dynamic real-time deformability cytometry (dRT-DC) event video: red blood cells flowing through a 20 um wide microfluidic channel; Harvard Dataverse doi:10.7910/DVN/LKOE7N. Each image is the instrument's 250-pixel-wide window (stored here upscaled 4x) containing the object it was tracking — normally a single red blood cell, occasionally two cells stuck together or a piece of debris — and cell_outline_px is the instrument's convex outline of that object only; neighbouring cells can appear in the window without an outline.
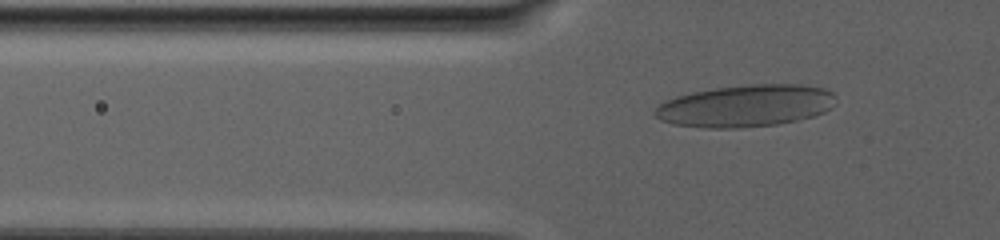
{"species": "human", "species_latin": "Homo sapiens", "temperature_condition": "warm", "stored_images_in_passage": 72, "camera_frame_rate_fps": 3000, "um_per_image_px": 0.085, "donor": {"sex": "male"}, "frame": {"image": 1, "passage_image": 16, "time_ms": 5.0, "image_size_px": [1000, 240], "cell_outline_px": [[836, 104], [832, 108], [824, 112], [812, 116], [796, 120], [776, 124], [740, 128], [708, 128], [676, 124], [660, 120], [652, 112], [660, 104], [676, 96], [692, 92], [716, 88], [748, 84], [804, 84], [824, 88], [832, 92], [836, 96]], "centroid_in_image_um": [63.43, 8.98], "position_along_channel_um": 62.4, "area_um2": 44.39}}
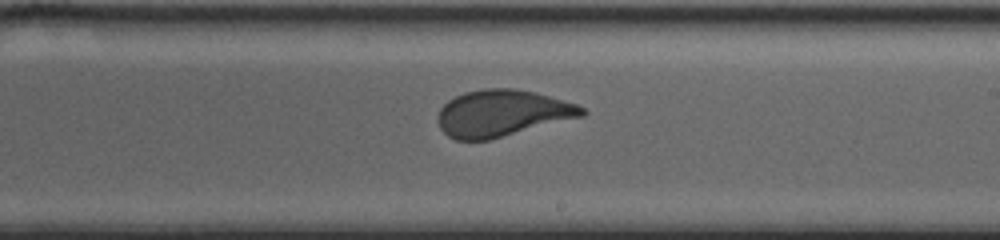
{"frame": {"image": 2, "passage_image": 40, "time_ms": 13.0, "image_size_px": [1000, 240], "cell_outline_px": [[588, 112], [584, 116], [488, 140], [456, 140], [448, 136], [440, 128], [436, 120], [436, 116], [440, 108], [448, 100], [464, 92], [484, 88], [516, 88], [536, 92], [576, 104], [584, 108]], "centroid_in_image_um": [42.66, 9.62], "position_along_channel_um": 246.3, "area_um2": 39.3}}
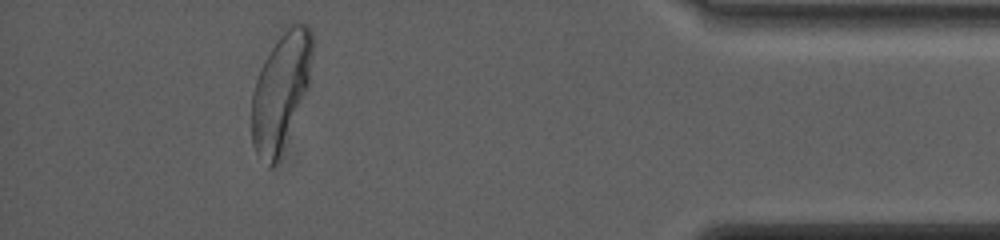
{"frame": {"image": 3, "passage_image": 65, "time_ms": 21.333, "image_size_px": [1000, 240], "cell_outline_px": [[312, 52], [308, 88], [280, 160], [272, 168], [268, 168], [256, 152], [252, 144], [252, 92], [260, 68], [264, 60], [284, 24], [308, 24], [312, 32]], "centroid_in_image_um": [23.86, 7.76], "position_along_channel_um": 411.3, "area_um2": 42.08}, "authors_computed_cell_mechanics": {"area_um2": 40.7201, "velocity_mm_per_s": 2.4489, "shape_relaxation_time_tau1_ms": 8.0899, "shape_relaxation_time_tau2_ms": null, "deformation_change_tau1": 0.1961, "deformation_change_tau2": null}}